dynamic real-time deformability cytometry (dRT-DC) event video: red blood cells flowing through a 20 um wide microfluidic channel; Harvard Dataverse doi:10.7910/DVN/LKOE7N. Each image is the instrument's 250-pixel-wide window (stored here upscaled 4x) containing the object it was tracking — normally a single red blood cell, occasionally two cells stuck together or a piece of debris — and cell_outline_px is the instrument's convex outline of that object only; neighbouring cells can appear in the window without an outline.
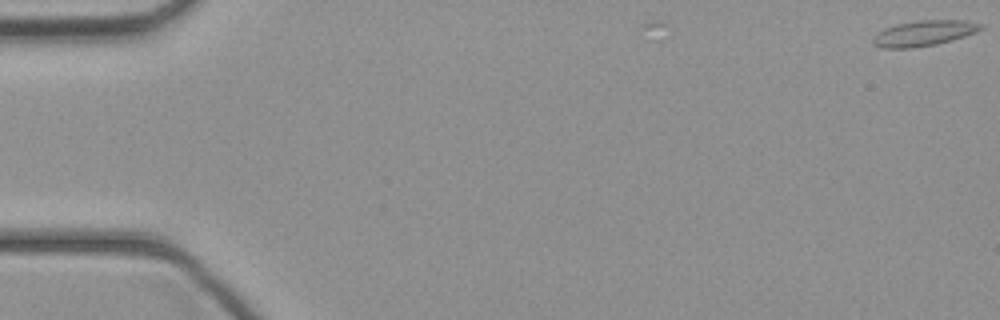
{"species": "common noctule bat (a hibernating species)", "species_latin": "Nyctalus noctula", "temperature_condition": "cold", "stored_images_in_passage": 7, "camera_frame_rate_fps": 3000, "um_per_image_px": 0.085, "animal": {"sex": "female", "body_mass_g": 21.9}, "frame": {"image": 1, "passage_image": 1, "time_ms": 0.0, "image_size_px": [1000, 320], "cell_outline_px": [[984, 28], [976, 32], [952, 40], [936, 44], [912, 48], [880, 48], [872, 44], [872, 36], [876, 32], [884, 28], [896, 24], [920, 20], [964, 20], [984, 24]], "centroid_in_image_um": [78.5, 2.82], "position_along_channel_um": 6.5, "area_um2": 16.24}}